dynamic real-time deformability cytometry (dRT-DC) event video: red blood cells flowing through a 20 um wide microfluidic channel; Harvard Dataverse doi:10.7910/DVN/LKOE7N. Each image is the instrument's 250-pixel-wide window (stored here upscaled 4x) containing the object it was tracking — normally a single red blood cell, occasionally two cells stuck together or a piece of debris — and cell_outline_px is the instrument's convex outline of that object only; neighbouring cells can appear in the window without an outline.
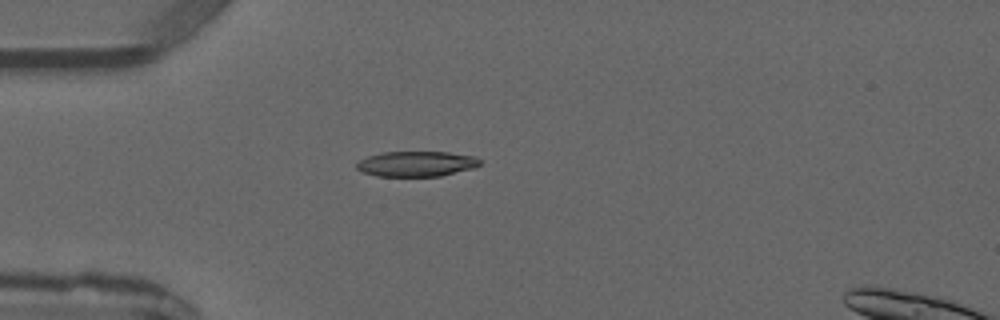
{"species": "common noctule bat (a hibernating species)", "species_latin": "Nyctalus noctula", "temperature_condition": "warm", "stored_images_in_passage": 5, "camera_frame_rate_fps": 3000, "um_per_image_px": 0.085, "animal": {"sex": "male", "forearm_length_mm": 52.5}, "frame": {"image": 1, "passage_image": 5, "time_ms": 4.333, "image_size_px": [1000, 320], "cell_outline_px": [[480, 164], [472, 168], [440, 176], [376, 176], [364, 172], [356, 168], [356, 164], [360, 160], [368, 156], [384, 152], [448, 152], [472, 156], [480, 160]], "centroid_in_image_um": [35.37, 13.92], "position_along_channel_um": 49.6, "area_um2": 17.92}}